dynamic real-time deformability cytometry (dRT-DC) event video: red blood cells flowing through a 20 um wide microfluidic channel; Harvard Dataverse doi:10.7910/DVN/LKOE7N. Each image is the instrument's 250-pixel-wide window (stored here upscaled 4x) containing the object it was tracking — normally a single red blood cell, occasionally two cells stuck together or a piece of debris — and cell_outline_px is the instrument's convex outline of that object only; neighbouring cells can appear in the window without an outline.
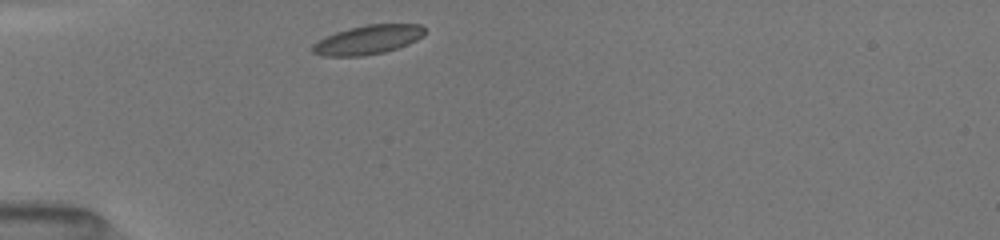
{"species": "common noctule bat (a hibernating species)", "species_latin": "Nyctalus noctula", "temperature_condition": "room temperature", "stored_images_in_passage": 88, "camera_frame_rate_fps": 3000, "um_per_image_px": 0.085, "animal": {"sex": "female", "body_mass_g": 19.5, "forearm_length_mm": 54.1}, "frame": {"image": 1, "passage_image": 1, "time_ms": 0.0, "image_size_px": [1000, 240], "cell_outline_px": [[424, 36], [408, 44], [384, 52], [364, 56], [324, 56], [312, 52], [312, 44], [336, 32], [348, 28], [368, 24], [420, 24], [424, 28]], "centroid_in_image_um": [31.28, 3.38], "position_along_channel_um": 53.7, "area_um2": 18.9}}
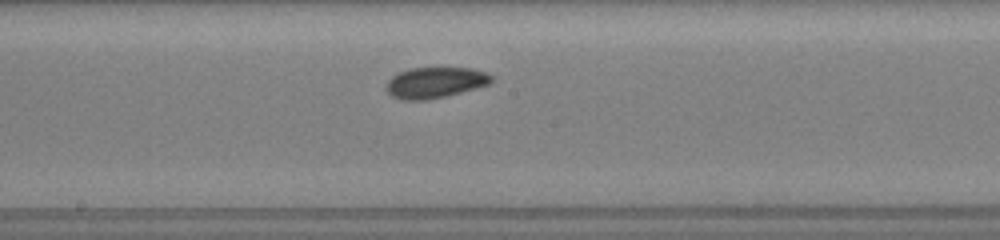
{"frame": {"image": 2, "passage_image": 31, "time_ms": 4.333, "image_size_px": [1000, 240], "cell_outline_px": [[492, 80], [488, 84], [476, 88], [444, 96], [424, 100], [400, 100], [392, 96], [388, 92], [388, 80], [396, 72], [408, 68], [472, 68], [484, 72], [492, 76]], "centroid_in_image_um": [36.95, 7.01], "position_along_channel_um": 211.2, "area_um2": 18.73}}
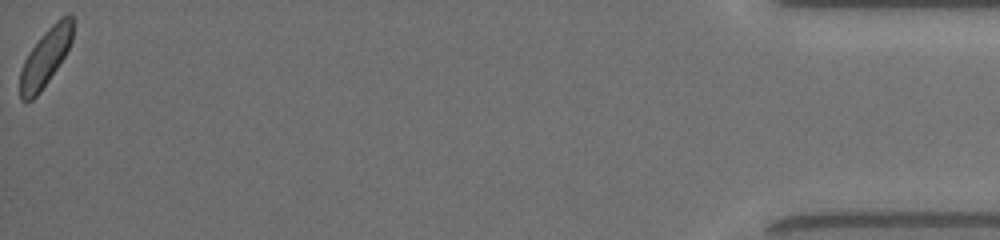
{"frame": {"image": 3, "passage_image": 86, "time_ms": 12.0, "image_size_px": [1000, 240], "cell_outline_px": [[72, 40], [64, 56], [40, 92], [32, 100], [20, 100], [20, 72], [24, 60], [28, 52], [44, 32], [56, 20], [68, 12], [72, 16]], "centroid_in_image_um": [3.84, 4.86], "position_along_channel_um": 431.4, "area_um2": 17.4}, "authors_computed_cell_mechanics": {"area_um2": 18.6694, "velocity_mm_per_s": 4.0054, "shape_relaxation_time_tau1_ms": 1.3757, "shape_relaxation_time_tau2_ms": 2.5602, "deformation_change_tau1": 0.0598, "deformation_change_tau2": 0.0579}}